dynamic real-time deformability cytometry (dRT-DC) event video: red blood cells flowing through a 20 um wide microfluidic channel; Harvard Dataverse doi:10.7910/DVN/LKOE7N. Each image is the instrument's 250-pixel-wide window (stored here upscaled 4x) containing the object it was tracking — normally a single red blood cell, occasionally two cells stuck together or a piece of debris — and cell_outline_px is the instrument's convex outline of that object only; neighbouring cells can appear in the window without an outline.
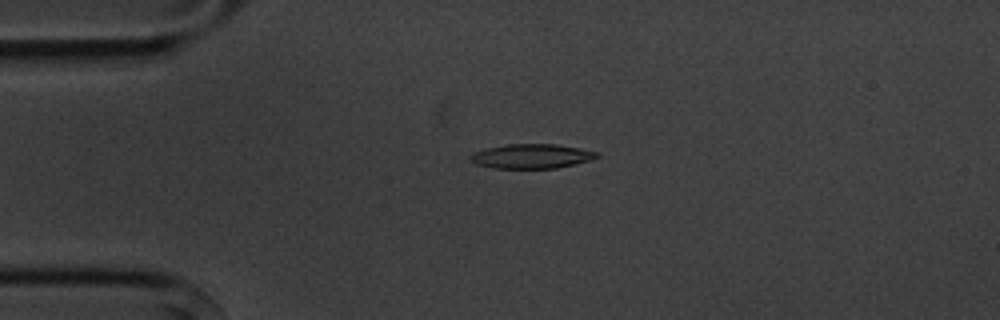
{"species": "common noctule bat (a hibernating species)", "species_latin": "Nyctalus noctula", "temperature_condition": "cold", "stored_images_in_passage": 5, "camera_frame_rate_fps": 3000, "um_per_image_px": 0.085, "animal": {"sex": "male", "body_mass_g": 20.1, "forearm_length_mm": 53.5}, "frame": {"image": 1, "passage_image": 3, "time_ms": 3.0, "image_size_px": [1000, 320], "cell_outline_px": [[600, 156], [592, 160], [576, 164], [556, 168], [496, 168], [476, 164], [468, 156], [472, 152], [488, 148], [508, 144], [556, 144], [596, 152]], "centroid_in_image_um": [45.18, 13.28], "position_along_channel_um": 39.8, "area_um2": 17.86}}
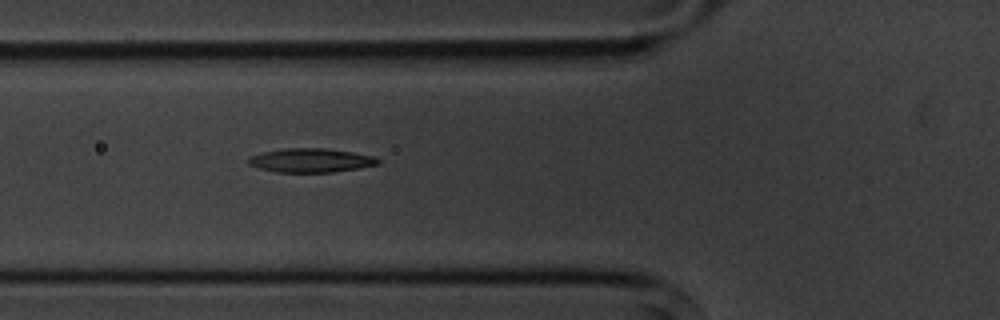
{"frame": {"image": 2, "passage_image": 5, "time_ms": 5.333, "image_size_px": [1000, 320], "cell_outline_px": [[380, 164], [360, 168], [332, 172], [276, 172], [260, 168], [248, 164], [244, 160], [248, 156], [264, 152], [288, 148], [328, 148], [376, 156], [380, 160]], "centroid_in_image_um": [26.43, 13.63], "position_along_channel_um": 99.4, "area_um2": 18.26}}